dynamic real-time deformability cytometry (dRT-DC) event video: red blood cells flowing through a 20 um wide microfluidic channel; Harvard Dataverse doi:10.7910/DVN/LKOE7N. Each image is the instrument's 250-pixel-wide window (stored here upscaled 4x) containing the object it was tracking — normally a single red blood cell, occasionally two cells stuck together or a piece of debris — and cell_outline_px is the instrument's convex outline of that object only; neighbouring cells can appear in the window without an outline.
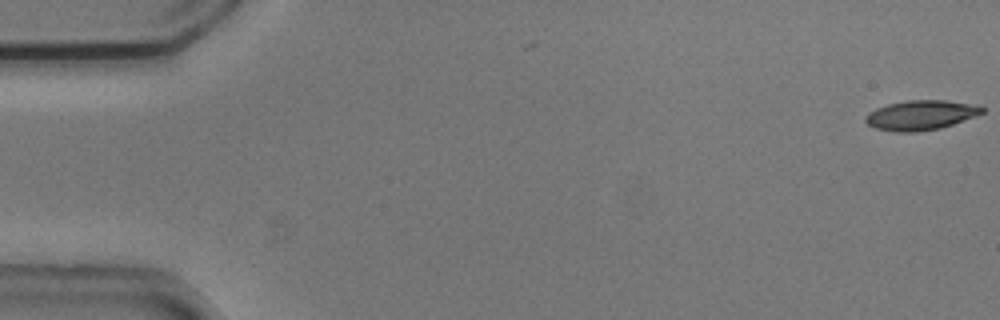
{"species": "common noctule bat (a hibernating species)", "species_latin": "Nyctalus noctula", "temperature_condition": "cold", "stored_images_in_passage": 2, "camera_frame_rate_fps": 3000, "um_per_image_px": 0.085, "animal": {"sex": "male", "body_mass_g": 20.5, "forearm_length_mm": 52.5}, "frame": {"image": 1, "passage_image": 2, "time_ms": 0.333, "image_size_px": [1000, 320], "cell_outline_px": [[984, 112], [976, 116], [940, 128], [916, 132], [896, 132], [876, 128], [868, 124], [864, 120], [868, 112], [876, 108], [888, 104], [908, 100], [944, 100], [976, 104], [984, 108]], "centroid_in_image_um": [78.27, 9.78], "position_along_channel_um": 6.7, "area_um2": 20.17}}